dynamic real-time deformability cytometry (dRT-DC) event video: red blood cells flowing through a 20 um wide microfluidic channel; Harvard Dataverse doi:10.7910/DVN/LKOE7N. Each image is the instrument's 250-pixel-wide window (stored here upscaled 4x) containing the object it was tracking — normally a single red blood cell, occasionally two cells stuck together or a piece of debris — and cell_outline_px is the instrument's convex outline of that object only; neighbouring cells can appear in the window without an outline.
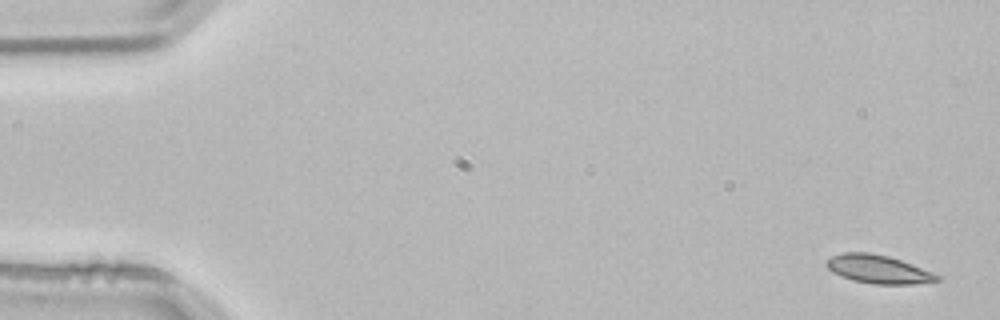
{"species": "common noctule bat (a hibernating species)", "species_latin": "Nyctalus noctula", "temperature_condition": "room temperature", "stored_images_in_passage": 4, "segment_of_instrument_passage": [2, 2], "camera_frame_rate_fps": 3000, "um_per_image_px": 0.085, "animal": {"sex": "male", "body_mass_g": 21.5, "forearm_length_mm": 52.0}, "frame": {"image": 1, "passage_image": 4, "time_ms": 1.0, "image_size_px": [1000, 320], "cell_outline_px": [[940, 280], [916, 284], [876, 284], [852, 280], [840, 276], [832, 272], [824, 264], [832, 256], [844, 252], [868, 252], [888, 256], [900, 260], [932, 272], [940, 276]], "centroid_in_image_um": [74.63, 22.89], "position_along_channel_um": 10.4, "area_um2": 18.15}}